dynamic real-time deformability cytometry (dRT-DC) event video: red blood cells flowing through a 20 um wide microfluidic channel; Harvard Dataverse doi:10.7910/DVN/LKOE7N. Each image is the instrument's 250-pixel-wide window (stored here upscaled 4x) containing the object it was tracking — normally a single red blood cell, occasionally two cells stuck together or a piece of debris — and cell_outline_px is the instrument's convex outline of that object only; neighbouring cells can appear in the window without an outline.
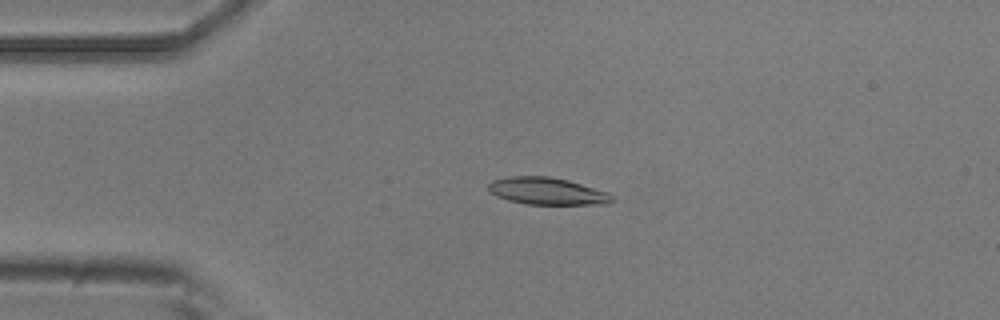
{"species": "common noctule bat (a hibernating species)", "species_latin": "Nyctalus noctula", "temperature_condition": "room temperature", "stored_images_in_passage": 5, "camera_frame_rate_fps": 3000, "um_per_image_px": 0.085, "animal": {"sex": "male", "body_mass_g": 20.5, "forearm_length_mm": 52.5}, "frame": {"image": 1, "passage_image": 4, "time_ms": 1.0, "image_size_px": [1000, 320], "cell_outline_px": [[612, 200], [608, 204], [524, 204], [508, 200], [496, 196], [488, 192], [488, 184], [492, 180], [508, 176], [548, 176], [568, 180], [608, 192], [612, 196]], "centroid_in_image_um": [46.45, 16.24], "position_along_channel_um": 38.6, "area_um2": 19.59}}